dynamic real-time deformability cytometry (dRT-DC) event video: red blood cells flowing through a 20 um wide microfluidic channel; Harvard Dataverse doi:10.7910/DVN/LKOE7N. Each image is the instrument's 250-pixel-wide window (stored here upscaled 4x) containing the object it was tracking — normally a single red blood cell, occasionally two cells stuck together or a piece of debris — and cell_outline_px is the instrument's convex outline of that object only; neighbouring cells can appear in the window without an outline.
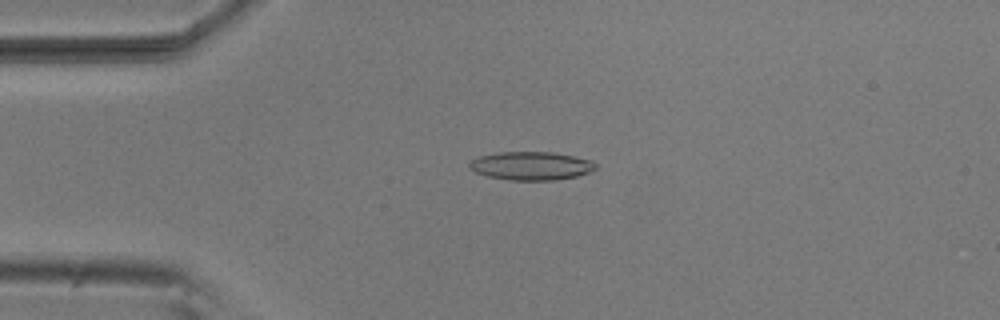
{"species": "common noctule bat (a hibernating species)", "species_latin": "Nyctalus noctula", "temperature_condition": "room temperature", "stored_images_in_passage": 52, "camera_frame_rate_fps": 3000, "um_per_image_px": 0.085, "animal": {"sex": "male", "body_mass_g": 20.5, "forearm_length_mm": 52.5}, "frame": {"image": 1, "passage_image": 12, "time_ms": 3.667, "image_size_px": [1000, 320], "cell_outline_px": [[596, 168], [588, 172], [576, 176], [556, 180], [508, 180], [488, 176], [476, 172], [468, 168], [468, 164], [472, 160], [480, 156], [500, 152], [552, 152], [592, 160], [596, 164]], "centroid_in_image_um": [45.13, 14.1], "position_along_channel_um": 39.9, "area_um2": 20.75}}
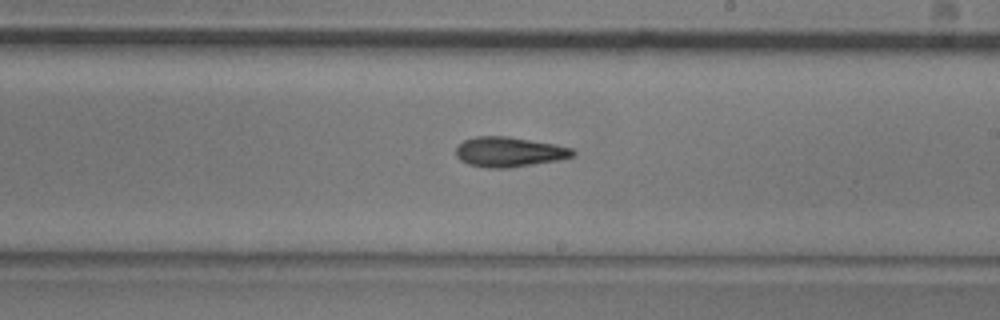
{"frame": {"image": 2, "passage_image": 30, "time_ms": 9.667, "image_size_px": [1000, 320], "cell_outline_px": [[576, 152], [572, 156], [560, 160], [508, 168], [488, 168], [468, 164], [460, 160], [456, 156], [456, 148], [464, 140], [476, 136], [508, 136], [556, 144], [572, 148]], "centroid_in_image_um": [43.28, 12.91], "position_along_channel_um": 245.7, "area_um2": 20.46}}
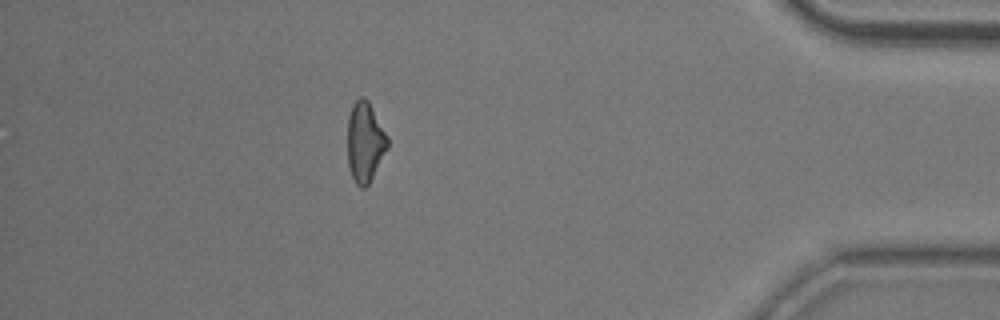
{"frame": {"image": 3, "passage_image": 46, "time_ms": 15.0, "image_size_px": [1000, 320], "cell_outline_px": [[388, 148], [368, 184], [364, 188], [360, 188], [356, 184], [352, 176], [348, 164], [348, 116], [352, 104], [360, 96], [364, 96], [368, 100], [388, 136]], "centroid_in_image_um": [31.02, 12.04], "position_along_channel_um": 404.2, "area_um2": 18.67}, "authors_computed_cell_mechanics": {"area_um2": 19.9121, "velocity_mm_per_s": 3.8309, "shape_relaxation_time_tau1_ms": 6.9663, "shape_relaxation_time_tau2_ms": 7.7307, "deformation_change_tau1": 0.1659, "deformation_change_tau2": 0.2091}}